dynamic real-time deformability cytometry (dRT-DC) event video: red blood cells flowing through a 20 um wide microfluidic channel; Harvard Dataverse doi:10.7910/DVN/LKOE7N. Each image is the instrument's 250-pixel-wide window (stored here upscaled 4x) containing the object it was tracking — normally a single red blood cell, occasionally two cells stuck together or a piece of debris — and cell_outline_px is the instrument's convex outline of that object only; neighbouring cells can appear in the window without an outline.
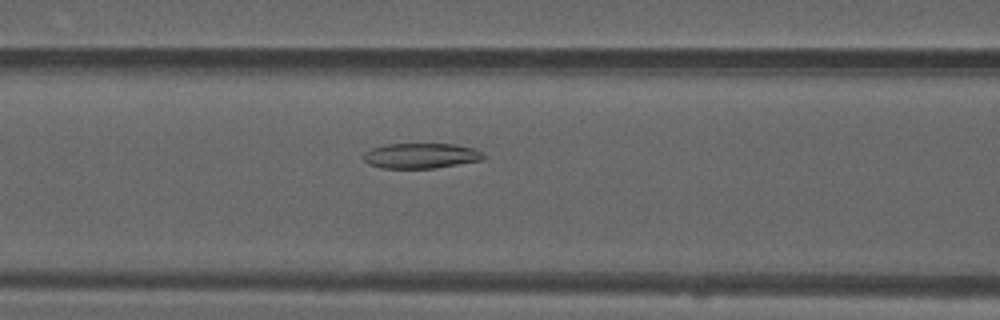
{"species": "common noctule bat (a hibernating species)", "species_latin": "Nyctalus noctula", "temperature_condition": "warm", "stored_images_in_passage": 53, "camera_frame_rate_fps": 3000, "um_per_image_px": 0.085, "animal": {"sex": "male", "forearm_length_mm": 52.5}, "frame": {"image": 1, "passage_image": 22, "time_ms": 7.0, "image_size_px": [1000, 320], "cell_outline_px": [[484, 160], [436, 168], [380, 168], [368, 164], [360, 156], [364, 152], [372, 148], [384, 144], [456, 144], [472, 148], [484, 152]], "centroid_in_image_um": [35.76, 13.24], "position_along_channel_um": 130.8, "area_um2": 17.92}}
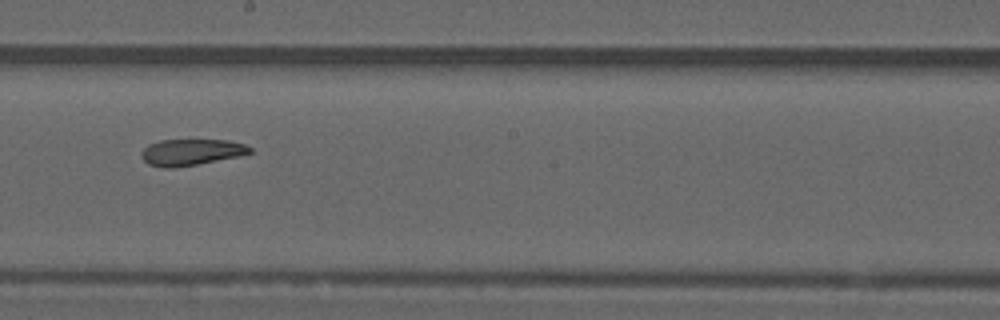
{"frame": {"image": 2, "passage_image": 30, "time_ms": 9.667, "image_size_px": [1000, 320], "cell_outline_px": [[252, 152], [236, 156], [196, 164], [172, 168], [164, 168], [148, 164], [140, 156], [140, 152], [148, 144], [160, 140], [228, 140], [244, 144], [252, 148]], "centroid_in_image_um": [16.19, 12.92], "position_along_channel_um": 232.0, "area_um2": 16.47}}
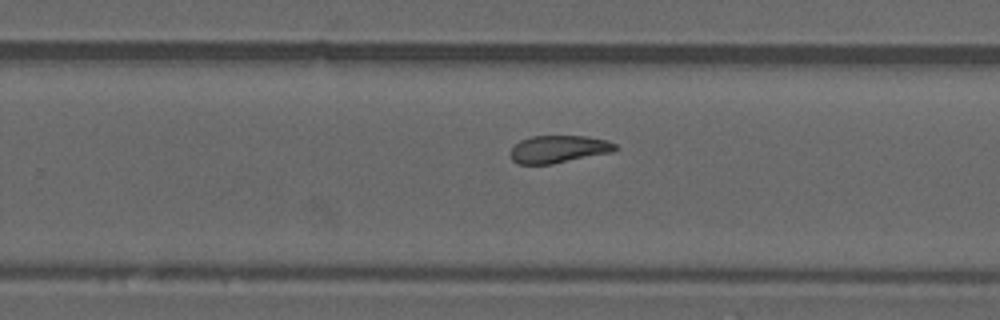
{"frame": {"image": 3, "passage_image": 34, "time_ms": 11.0, "image_size_px": [1000, 320], "cell_outline_px": [[620, 148], [612, 152], [552, 164], [516, 164], [512, 160], [508, 152], [520, 140], [532, 136], [588, 136], [608, 140], [616, 144]], "centroid_in_image_um": [47.48, 12.67], "position_along_channel_um": 282.3, "area_um2": 16.99}, "authors_computed_cell_mechanics": {"area_um2": 18.4382, "velocity_mm_per_s": 3.8086, "shape_relaxation_time_tau1_ms": null, "shape_relaxation_time_tau2_ms": 2.492, "deformation_change_tau1": null, "deformation_change_tau2": 0.0904}}